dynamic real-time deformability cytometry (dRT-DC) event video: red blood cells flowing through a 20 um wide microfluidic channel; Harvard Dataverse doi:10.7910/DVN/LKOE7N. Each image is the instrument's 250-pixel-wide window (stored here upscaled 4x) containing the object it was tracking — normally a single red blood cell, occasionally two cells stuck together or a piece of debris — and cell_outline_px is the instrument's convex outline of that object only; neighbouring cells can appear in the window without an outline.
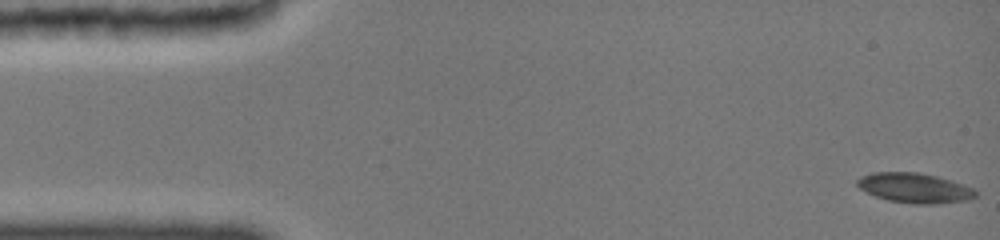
{"species": "common noctule bat (a hibernating species)", "species_latin": "Nyctalus noctula", "temperature_condition": "cold", "stored_images_in_passage": 40, "camera_frame_rate_fps": 3000, "um_per_image_px": 0.085, "animal": {"sex": "female", "body_mass_g": 19.0, "forearm_length_mm": 51.5}, "frame": {"image": 1, "passage_image": 1, "time_ms": 0.0, "image_size_px": [1000, 240], "cell_outline_px": [[976, 196], [968, 200], [940, 204], [912, 204], [888, 200], [876, 196], [860, 188], [856, 184], [856, 180], [860, 176], [872, 172], [920, 172], [952, 180], [964, 184], [972, 188], [976, 192]], "centroid_in_image_um": [77.75, 15.97], "position_along_channel_um": 7.3, "area_um2": 20.75}}
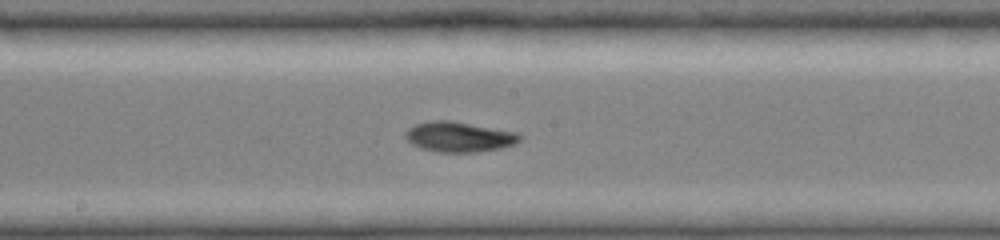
{"frame": {"image": 2, "passage_image": 18, "time_ms": 8.333, "image_size_px": [1000, 240], "cell_outline_px": [[520, 140], [512, 144], [500, 148], [476, 152], [440, 152], [424, 148], [408, 140], [408, 128], [416, 124], [436, 120], [448, 120], [516, 132], [520, 136]], "centroid_in_image_um": [39.06, 11.63], "position_along_channel_um": 209.1, "area_um2": 19.31}}
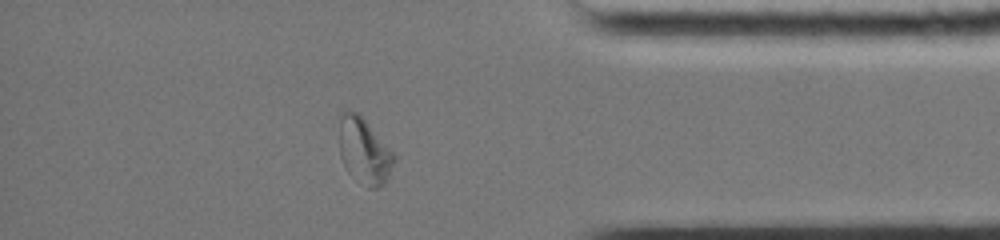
{"frame": {"image": 3, "passage_image": 34, "time_ms": 13.667, "image_size_px": [1000, 240], "cell_outline_px": [[396, 160], [388, 180], [384, 184], [376, 188], [368, 188], [348, 172], [344, 168], [340, 156], [340, 112], [344, 108], [348, 108], [356, 112], [364, 120], [396, 156]], "centroid_in_image_um": [30.95, 12.85], "position_along_channel_um": 404.3, "area_um2": 21.04}}